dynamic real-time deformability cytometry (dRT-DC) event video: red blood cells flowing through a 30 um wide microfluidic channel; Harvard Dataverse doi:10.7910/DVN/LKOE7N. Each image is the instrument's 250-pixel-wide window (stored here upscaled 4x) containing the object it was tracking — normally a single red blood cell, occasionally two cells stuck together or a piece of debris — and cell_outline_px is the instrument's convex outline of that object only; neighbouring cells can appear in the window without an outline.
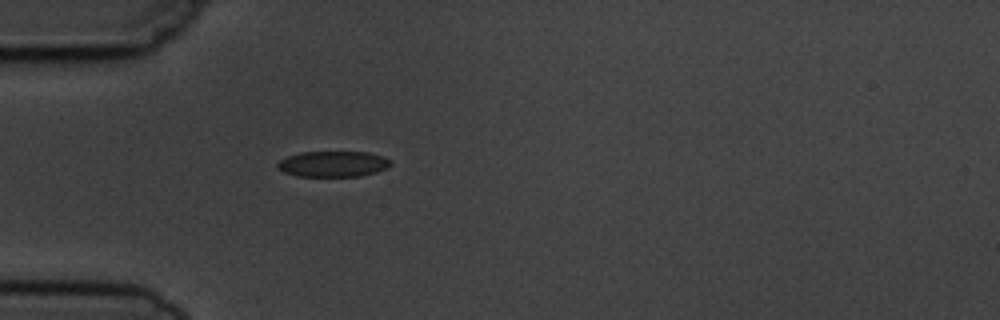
{"species": "common noctule bat (a hibernating species)", "species_latin": "Nyctalus noctula", "temperature_condition": "cold", "stored_images_in_passage": 1, "camera_frame_rate_fps": 3000, "um_per_image_px": 0.085, "animal": {"sex": "male", "body_mass_g": 19.5, "forearm_length_mm": 54.6}, "frame": {"image": 1, "passage_image": 1, "time_ms": 0.0, "image_size_px": [1000, 320], "cell_outline_px": [[392, 164], [388, 168], [376, 172], [360, 176], [296, 176], [284, 172], [276, 164], [280, 160], [288, 156], [300, 152], [368, 152], [392, 160]], "centroid_in_image_um": [28.34, 13.93], "position_along_channel_um": 56.7, "area_um2": 16.94}}